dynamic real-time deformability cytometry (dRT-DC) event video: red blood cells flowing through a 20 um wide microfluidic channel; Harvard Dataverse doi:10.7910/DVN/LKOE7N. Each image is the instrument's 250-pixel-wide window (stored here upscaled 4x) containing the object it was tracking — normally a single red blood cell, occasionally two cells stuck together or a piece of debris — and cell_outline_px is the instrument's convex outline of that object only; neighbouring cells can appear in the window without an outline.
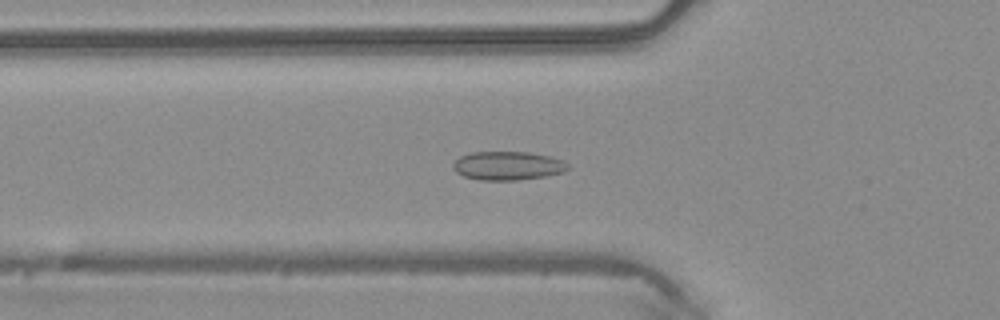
{"species": "common noctule bat (a hibernating species)", "species_latin": "Nyctalus noctula", "temperature_condition": "warm", "stored_images_in_passage": 18, "camera_frame_rate_fps": 3000, "um_per_image_px": 0.085, "animal": {"sex": "male", "body_mass_g": 20.4}, "frame": {"image": 1, "passage_image": 6, "time_ms": 1.667, "image_size_px": [1000, 320], "cell_outline_px": [[568, 168], [564, 172], [544, 176], [516, 180], [480, 180], [464, 176], [456, 172], [452, 168], [452, 164], [460, 156], [472, 152], [528, 152], [548, 156], [564, 160], [568, 164]], "centroid_in_image_um": [43.14, 14.08], "position_along_channel_um": 82.7, "area_um2": 19.13}}
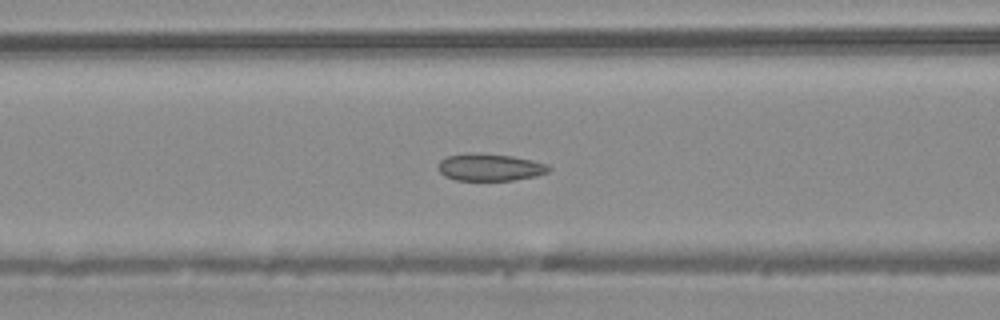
{"frame": {"image": 2, "passage_image": 9, "time_ms": 2.667, "image_size_px": [1000, 320], "cell_outline_px": [[552, 168], [548, 172], [536, 176], [512, 180], [456, 180], [444, 176], [436, 168], [436, 164], [440, 160], [448, 156], [512, 156], [532, 160], [548, 164]], "centroid_in_image_um": [41.67, 14.27], "position_along_channel_um": 124.9, "area_um2": 16.76}}
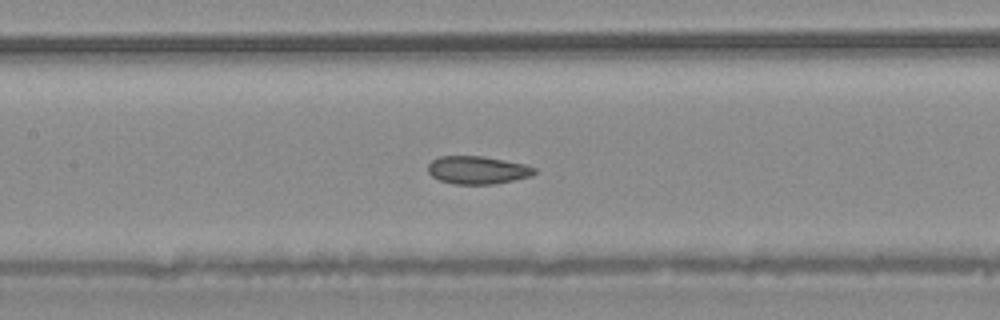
{"frame": {"image": 3, "passage_image": 12, "time_ms": 3.667, "image_size_px": [1000, 320], "cell_outline_px": [[536, 172], [532, 176], [496, 184], [452, 184], [440, 180], [432, 176], [428, 172], [428, 164], [432, 160], [440, 156], [484, 156], [524, 164], [536, 168]], "centroid_in_image_um": [40.59, 14.46], "position_along_channel_um": 166.8, "area_um2": 17.4}}